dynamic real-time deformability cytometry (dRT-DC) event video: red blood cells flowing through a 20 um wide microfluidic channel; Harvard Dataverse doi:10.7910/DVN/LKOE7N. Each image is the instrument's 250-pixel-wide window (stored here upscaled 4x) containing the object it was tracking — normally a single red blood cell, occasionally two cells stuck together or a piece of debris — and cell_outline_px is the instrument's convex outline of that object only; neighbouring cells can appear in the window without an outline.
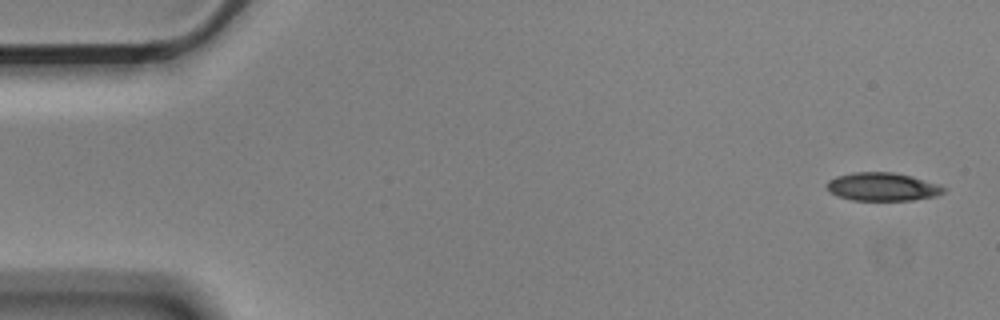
{"species": "Egyptian fruit bat (a non-hibernating species)", "species_latin": "Rousettus aegyptiacus", "temperature_condition": "cold", "stored_images_in_passage": 6, "segment_of_instrument_passage": [1, 2], "camera_frame_rate_fps": 3000, "um_per_image_px": 0.085, "animal": {"sex": "male"}, "frame": {"image": 1, "passage_image": 1, "time_ms": 0.0, "image_size_px": [1000, 320], "cell_outline_px": [[948, 188], [944, 192], [936, 196], [912, 200], [852, 200], [836, 196], [828, 192], [824, 184], [828, 180], [836, 176], [852, 172], [892, 172], [912, 176], [940, 184]], "centroid_in_image_um": [74.98, 15.87], "position_along_channel_um": 10.0, "area_um2": 19.59}}
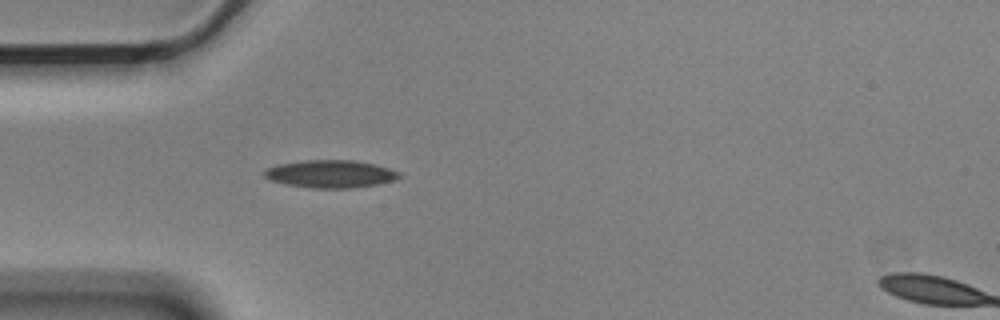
{"frame": {"image": 2, "passage_image": 5, "time_ms": 1.333, "image_size_px": [1000, 320], "cell_outline_px": [[400, 176], [396, 180], [380, 184], [352, 188], [312, 188], [288, 184], [268, 180], [264, 176], [264, 172], [268, 168], [276, 164], [304, 160], [352, 160], [372, 164], [388, 168], [400, 172]], "centroid_in_image_um": [28.09, 14.79], "position_along_channel_um": 56.9, "area_um2": 21.73}}